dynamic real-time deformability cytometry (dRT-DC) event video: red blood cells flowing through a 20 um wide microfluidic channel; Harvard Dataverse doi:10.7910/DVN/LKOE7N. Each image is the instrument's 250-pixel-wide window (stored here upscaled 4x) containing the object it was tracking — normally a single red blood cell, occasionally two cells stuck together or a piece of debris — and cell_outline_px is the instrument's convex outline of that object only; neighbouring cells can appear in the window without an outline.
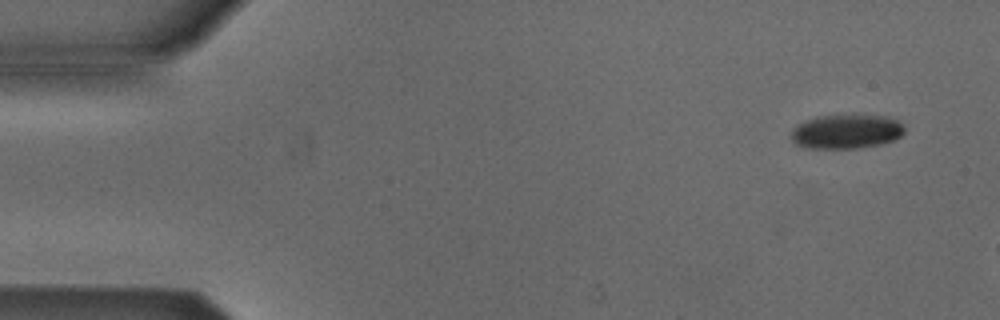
{"species": "Egyptian fruit bat (a non-hibernating species)", "species_latin": "Rousettus aegyptiacus", "temperature_condition": "cold", "stored_images_in_passage": 5, "camera_frame_rate_fps": 3000, "um_per_image_px": 0.085, "animal": {"sex": "male"}, "frame": {"image": 1, "passage_image": 1, "time_ms": 0.0, "image_size_px": [1000, 320], "cell_outline_px": [[904, 132], [900, 136], [892, 140], [880, 144], [856, 148], [808, 148], [796, 144], [788, 136], [792, 128], [796, 124], [804, 120], [816, 116], [884, 116], [896, 120], [904, 128]], "centroid_in_image_um": [71.84, 11.19], "position_along_channel_um": 13.2, "area_um2": 22.43}}
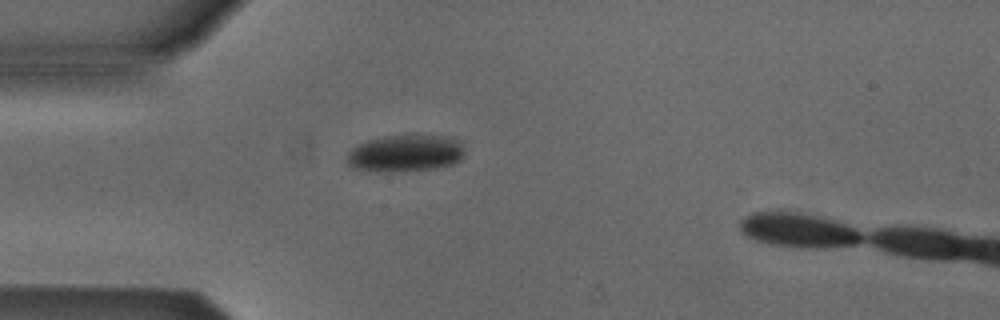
{"frame": {"image": 2, "passage_image": 4, "time_ms": 3.667, "image_size_px": [1000, 320], "cell_outline_px": [[464, 156], [460, 160], [452, 164], [436, 168], [400, 172], [368, 172], [352, 168], [348, 164], [348, 152], [352, 148], [368, 140], [384, 136], [404, 132], [416, 132], [452, 136], [460, 140], [464, 148]], "centroid_in_image_um": [34.5, 12.98], "position_along_channel_um": 50.5, "area_um2": 26.82}}